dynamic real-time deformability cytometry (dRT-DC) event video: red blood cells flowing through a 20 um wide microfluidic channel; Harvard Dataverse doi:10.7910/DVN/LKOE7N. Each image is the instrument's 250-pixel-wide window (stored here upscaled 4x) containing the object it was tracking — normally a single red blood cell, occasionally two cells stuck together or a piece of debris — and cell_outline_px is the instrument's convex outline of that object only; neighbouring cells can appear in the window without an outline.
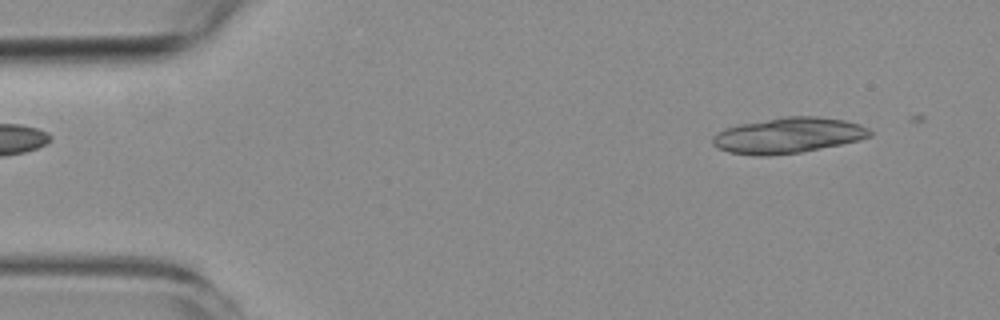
{"species": "common noctule bat (a hibernating species)", "species_latin": "Nyctalus noctula", "temperature_condition": "room temperature", "stored_images_in_passage": 4, "segment_of_instrument_passage": [1, 2], "camera_frame_rate_fps": 3000, "um_per_image_px": 0.085, "animal": {"sex": "female", "body_mass_g": 19.3, "forearm_length_mm": 54.1}, "frame": {"image": 1, "passage_image": 1, "time_ms": 0.0, "image_size_px": [1000, 320], "cell_outline_px": [[872, 136], [860, 140], [800, 152], [768, 156], [756, 156], [728, 152], [716, 148], [712, 144], [712, 136], [724, 128], [740, 124], [784, 116], [816, 116], [844, 120], [860, 124], [868, 128], [872, 132]], "centroid_in_image_um": [66.97, 11.51], "position_along_channel_um": 18.0, "area_um2": 32.77}}